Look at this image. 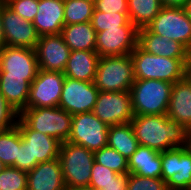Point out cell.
Returning a JSON list of instances; mask_svg holds the SVG:
<instances>
[{"label":"cell","instance_id":"obj_1","mask_svg":"<svg viewBox=\"0 0 191 190\" xmlns=\"http://www.w3.org/2000/svg\"><path fill=\"white\" fill-rule=\"evenodd\" d=\"M139 145L159 152L188 146V130L164 115H137L130 122Z\"/></svg>","mask_w":191,"mask_h":190},{"label":"cell","instance_id":"obj_2","mask_svg":"<svg viewBox=\"0 0 191 190\" xmlns=\"http://www.w3.org/2000/svg\"><path fill=\"white\" fill-rule=\"evenodd\" d=\"M135 80H161L174 84L187 75L191 59H175L156 56L138 45L130 54Z\"/></svg>","mask_w":191,"mask_h":190},{"label":"cell","instance_id":"obj_3","mask_svg":"<svg viewBox=\"0 0 191 190\" xmlns=\"http://www.w3.org/2000/svg\"><path fill=\"white\" fill-rule=\"evenodd\" d=\"M172 85L161 80H135L130 89L134 116L167 114Z\"/></svg>","mask_w":191,"mask_h":190},{"label":"cell","instance_id":"obj_4","mask_svg":"<svg viewBox=\"0 0 191 190\" xmlns=\"http://www.w3.org/2000/svg\"><path fill=\"white\" fill-rule=\"evenodd\" d=\"M135 81L130 54L99 58L94 84L99 91H130Z\"/></svg>","mask_w":191,"mask_h":190},{"label":"cell","instance_id":"obj_5","mask_svg":"<svg viewBox=\"0 0 191 190\" xmlns=\"http://www.w3.org/2000/svg\"><path fill=\"white\" fill-rule=\"evenodd\" d=\"M58 159L66 188L89 186L94 152L65 141L60 144Z\"/></svg>","mask_w":191,"mask_h":190},{"label":"cell","instance_id":"obj_6","mask_svg":"<svg viewBox=\"0 0 191 190\" xmlns=\"http://www.w3.org/2000/svg\"><path fill=\"white\" fill-rule=\"evenodd\" d=\"M19 117L32 129L65 142L71 132L73 115L60 107L26 108Z\"/></svg>","mask_w":191,"mask_h":190},{"label":"cell","instance_id":"obj_7","mask_svg":"<svg viewBox=\"0 0 191 190\" xmlns=\"http://www.w3.org/2000/svg\"><path fill=\"white\" fill-rule=\"evenodd\" d=\"M146 28L180 42L191 52V19L184 7H163Z\"/></svg>","mask_w":191,"mask_h":190},{"label":"cell","instance_id":"obj_8","mask_svg":"<svg viewBox=\"0 0 191 190\" xmlns=\"http://www.w3.org/2000/svg\"><path fill=\"white\" fill-rule=\"evenodd\" d=\"M109 126L93 112L73 115L68 142L95 152L107 146Z\"/></svg>","mask_w":191,"mask_h":190},{"label":"cell","instance_id":"obj_9","mask_svg":"<svg viewBox=\"0 0 191 190\" xmlns=\"http://www.w3.org/2000/svg\"><path fill=\"white\" fill-rule=\"evenodd\" d=\"M92 112L108 126L130 123L134 117L130 91H99Z\"/></svg>","mask_w":191,"mask_h":190},{"label":"cell","instance_id":"obj_10","mask_svg":"<svg viewBox=\"0 0 191 190\" xmlns=\"http://www.w3.org/2000/svg\"><path fill=\"white\" fill-rule=\"evenodd\" d=\"M138 41V28L129 21L124 26L98 32L95 51L99 57L131 54Z\"/></svg>","mask_w":191,"mask_h":190},{"label":"cell","instance_id":"obj_11","mask_svg":"<svg viewBox=\"0 0 191 190\" xmlns=\"http://www.w3.org/2000/svg\"><path fill=\"white\" fill-rule=\"evenodd\" d=\"M38 70L35 49L6 45L0 50V76L23 77L31 84Z\"/></svg>","mask_w":191,"mask_h":190},{"label":"cell","instance_id":"obj_12","mask_svg":"<svg viewBox=\"0 0 191 190\" xmlns=\"http://www.w3.org/2000/svg\"><path fill=\"white\" fill-rule=\"evenodd\" d=\"M64 80V73L39 69L30 85L27 108L59 106Z\"/></svg>","mask_w":191,"mask_h":190},{"label":"cell","instance_id":"obj_13","mask_svg":"<svg viewBox=\"0 0 191 190\" xmlns=\"http://www.w3.org/2000/svg\"><path fill=\"white\" fill-rule=\"evenodd\" d=\"M98 93L94 82L65 77L58 107L72 115L92 112Z\"/></svg>","mask_w":191,"mask_h":190},{"label":"cell","instance_id":"obj_14","mask_svg":"<svg viewBox=\"0 0 191 190\" xmlns=\"http://www.w3.org/2000/svg\"><path fill=\"white\" fill-rule=\"evenodd\" d=\"M2 25L5 45L35 49L40 36L32 22L23 19L2 0Z\"/></svg>","mask_w":191,"mask_h":190},{"label":"cell","instance_id":"obj_15","mask_svg":"<svg viewBox=\"0 0 191 190\" xmlns=\"http://www.w3.org/2000/svg\"><path fill=\"white\" fill-rule=\"evenodd\" d=\"M35 51L39 69L61 73L71 52L61 33L40 36Z\"/></svg>","mask_w":191,"mask_h":190},{"label":"cell","instance_id":"obj_16","mask_svg":"<svg viewBox=\"0 0 191 190\" xmlns=\"http://www.w3.org/2000/svg\"><path fill=\"white\" fill-rule=\"evenodd\" d=\"M22 141L28 145L30 162H46L59 157L60 144L56 138L32 130L19 116L16 121Z\"/></svg>","mask_w":191,"mask_h":190},{"label":"cell","instance_id":"obj_17","mask_svg":"<svg viewBox=\"0 0 191 190\" xmlns=\"http://www.w3.org/2000/svg\"><path fill=\"white\" fill-rule=\"evenodd\" d=\"M137 45L156 56L175 59H191V52L180 42L150 32L146 27L138 29Z\"/></svg>","mask_w":191,"mask_h":190},{"label":"cell","instance_id":"obj_18","mask_svg":"<svg viewBox=\"0 0 191 190\" xmlns=\"http://www.w3.org/2000/svg\"><path fill=\"white\" fill-rule=\"evenodd\" d=\"M59 159L38 163L27 173V190H66Z\"/></svg>","mask_w":191,"mask_h":190},{"label":"cell","instance_id":"obj_19","mask_svg":"<svg viewBox=\"0 0 191 190\" xmlns=\"http://www.w3.org/2000/svg\"><path fill=\"white\" fill-rule=\"evenodd\" d=\"M166 115L191 130V80L187 75L172 85Z\"/></svg>","mask_w":191,"mask_h":190},{"label":"cell","instance_id":"obj_20","mask_svg":"<svg viewBox=\"0 0 191 190\" xmlns=\"http://www.w3.org/2000/svg\"><path fill=\"white\" fill-rule=\"evenodd\" d=\"M39 36L60 34L64 27V0H39L32 22Z\"/></svg>","mask_w":191,"mask_h":190},{"label":"cell","instance_id":"obj_21","mask_svg":"<svg viewBox=\"0 0 191 190\" xmlns=\"http://www.w3.org/2000/svg\"><path fill=\"white\" fill-rule=\"evenodd\" d=\"M99 58L96 51H71L63 73L71 79L94 82Z\"/></svg>","mask_w":191,"mask_h":190},{"label":"cell","instance_id":"obj_22","mask_svg":"<svg viewBox=\"0 0 191 190\" xmlns=\"http://www.w3.org/2000/svg\"><path fill=\"white\" fill-rule=\"evenodd\" d=\"M127 161L129 173L142 177L161 178V152L138 145Z\"/></svg>","mask_w":191,"mask_h":190},{"label":"cell","instance_id":"obj_23","mask_svg":"<svg viewBox=\"0 0 191 190\" xmlns=\"http://www.w3.org/2000/svg\"><path fill=\"white\" fill-rule=\"evenodd\" d=\"M61 35L71 51H95L97 32L91 22L64 25Z\"/></svg>","mask_w":191,"mask_h":190},{"label":"cell","instance_id":"obj_24","mask_svg":"<svg viewBox=\"0 0 191 190\" xmlns=\"http://www.w3.org/2000/svg\"><path fill=\"white\" fill-rule=\"evenodd\" d=\"M30 85L23 77L0 76V93L18 114L27 108Z\"/></svg>","mask_w":191,"mask_h":190},{"label":"cell","instance_id":"obj_25","mask_svg":"<svg viewBox=\"0 0 191 190\" xmlns=\"http://www.w3.org/2000/svg\"><path fill=\"white\" fill-rule=\"evenodd\" d=\"M138 145L131 123L109 126L107 146L118 151L127 160L136 151Z\"/></svg>","mask_w":191,"mask_h":190},{"label":"cell","instance_id":"obj_26","mask_svg":"<svg viewBox=\"0 0 191 190\" xmlns=\"http://www.w3.org/2000/svg\"><path fill=\"white\" fill-rule=\"evenodd\" d=\"M129 20L138 28L146 27L163 8L160 0H128Z\"/></svg>","mask_w":191,"mask_h":190},{"label":"cell","instance_id":"obj_27","mask_svg":"<svg viewBox=\"0 0 191 190\" xmlns=\"http://www.w3.org/2000/svg\"><path fill=\"white\" fill-rule=\"evenodd\" d=\"M167 182L168 190H191V150L188 146L178 147V167Z\"/></svg>","mask_w":191,"mask_h":190},{"label":"cell","instance_id":"obj_28","mask_svg":"<svg viewBox=\"0 0 191 190\" xmlns=\"http://www.w3.org/2000/svg\"><path fill=\"white\" fill-rule=\"evenodd\" d=\"M21 141L22 136L17 125L0 130V161L15 168V158H17L18 146Z\"/></svg>","mask_w":191,"mask_h":190},{"label":"cell","instance_id":"obj_29","mask_svg":"<svg viewBox=\"0 0 191 190\" xmlns=\"http://www.w3.org/2000/svg\"><path fill=\"white\" fill-rule=\"evenodd\" d=\"M94 11V2L90 0H64L65 25L90 22Z\"/></svg>","mask_w":191,"mask_h":190},{"label":"cell","instance_id":"obj_30","mask_svg":"<svg viewBox=\"0 0 191 190\" xmlns=\"http://www.w3.org/2000/svg\"><path fill=\"white\" fill-rule=\"evenodd\" d=\"M94 160L118 174L129 172L127 159L118 151L108 146L95 151Z\"/></svg>","mask_w":191,"mask_h":190},{"label":"cell","instance_id":"obj_31","mask_svg":"<svg viewBox=\"0 0 191 190\" xmlns=\"http://www.w3.org/2000/svg\"><path fill=\"white\" fill-rule=\"evenodd\" d=\"M129 21V14H123L120 12H100L94 8L90 22L92 27L98 33L104 31L105 28H117L118 26H124Z\"/></svg>","mask_w":191,"mask_h":190},{"label":"cell","instance_id":"obj_32","mask_svg":"<svg viewBox=\"0 0 191 190\" xmlns=\"http://www.w3.org/2000/svg\"><path fill=\"white\" fill-rule=\"evenodd\" d=\"M0 190H27V172L7 166L0 172Z\"/></svg>","mask_w":191,"mask_h":190},{"label":"cell","instance_id":"obj_33","mask_svg":"<svg viewBox=\"0 0 191 190\" xmlns=\"http://www.w3.org/2000/svg\"><path fill=\"white\" fill-rule=\"evenodd\" d=\"M127 190H168L162 178L142 177L129 173Z\"/></svg>","mask_w":191,"mask_h":190},{"label":"cell","instance_id":"obj_34","mask_svg":"<svg viewBox=\"0 0 191 190\" xmlns=\"http://www.w3.org/2000/svg\"><path fill=\"white\" fill-rule=\"evenodd\" d=\"M6 5L23 19L33 22L39 5V0H4Z\"/></svg>","mask_w":191,"mask_h":190},{"label":"cell","instance_id":"obj_35","mask_svg":"<svg viewBox=\"0 0 191 190\" xmlns=\"http://www.w3.org/2000/svg\"><path fill=\"white\" fill-rule=\"evenodd\" d=\"M117 175L115 171L94 161L89 186L100 190L104 185L113 181V177Z\"/></svg>","mask_w":191,"mask_h":190},{"label":"cell","instance_id":"obj_36","mask_svg":"<svg viewBox=\"0 0 191 190\" xmlns=\"http://www.w3.org/2000/svg\"><path fill=\"white\" fill-rule=\"evenodd\" d=\"M178 147L161 152V178L167 183L177 173Z\"/></svg>","mask_w":191,"mask_h":190},{"label":"cell","instance_id":"obj_37","mask_svg":"<svg viewBox=\"0 0 191 190\" xmlns=\"http://www.w3.org/2000/svg\"><path fill=\"white\" fill-rule=\"evenodd\" d=\"M18 116L19 114L12 109L0 93V130L16 125Z\"/></svg>","mask_w":191,"mask_h":190},{"label":"cell","instance_id":"obj_38","mask_svg":"<svg viewBox=\"0 0 191 190\" xmlns=\"http://www.w3.org/2000/svg\"><path fill=\"white\" fill-rule=\"evenodd\" d=\"M128 0H95L94 8L100 12L128 14Z\"/></svg>","mask_w":191,"mask_h":190},{"label":"cell","instance_id":"obj_39","mask_svg":"<svg viewBox=\"0 0 191 190\" xmlns=\"http://www.w3.org/2000/svg\"><path fill=\"white\" fill-rule=\"evenodd\" d=\"M37 164L38 162H30L29 147L21 141L18 146L17 158H15V168L28 173Z\"/></svg>","mask_w":191,"mask_h":190},{"label":"cell","instance_id":"obj_40","mask_svg":"<svg viewBox=\"0 0 191 190\" xmlns=\"http://www.w3.org/2000/svg\"><path fill=\"white\" fill-rule=\"evenodd\" d=\"M128 176L129 172L118 174L116 177H113V181L104 185L100 190H127Z\"/></svg>","mask_w":191,"mask_h":190},{"label":"cell","instance_id":"obj_41","mask_svg":"<svg viewBox=\"0 0 191 190\" xmlns=\"http://www.w3.org/2000/svg\"><path fill=\"white\" fill-rule=\"evenodd\" d=\"M163 7H185L188 0H160Z\"/></svg>","mask_w":191,"mask_h":190},{"label":"cell","instance_id":"obj_42","mask_svg":"<svg viewBox=\"0 0 191 190\" xmlns=\"http://www.w3.org/2000/svg\"><path fill=\"white\" fill-rule=\"evenodd\" d=\"M2 0H0V50L4 48L5 40H4V32H3V25H2Z\"/></svg>","mask_w":191,"mask_h":190},{"label":"cell","instance_id":"obj_43","mask_svg":"<svg viewBox=\"0 0 191 190\" xmlns=\"http://www.w3.org/2000/svg\"><path fill=\"white\" fill-rule=\"evenodd\" d=\"M66 190H98V189L90 187V186H82V187H75V188H67Z\"/></svg>","mask_w":191,"mask_h":190},{"label":"cell","instance_id":"obj_44","mask_svg":"<svg viewBox=\"0 0 191 190\" xmlns=\"http://www.w3.org/2000/svg\"><path fill=\"white\" fill-rule=\"evenodd\" d=\"M184 8L188 12L189 18L191 19V0L187 1Z\"/></svg>","mask_w":191,"mask_h":190},{"label":"cell","instance_id":"obj_45","mask_svg":"<svg viewBox=\"0 0 191 190\" xmlns=\"http://www.w3.org/2000/svg\"><path fill=\"white\" fill-rule=\"evenodd\" d=\"M187 76L190 78L191 80V62L189 63V65L187 66Z\"/></svg>","mask_w":191,"mask_h":190},{"label":"cell","instance_id":"obj_46","mask_svg":"<svg viewBox=\"0 0 191 190\" xmlns=\"http://www.w3.org/2000/svg\"><path fill=\"white\" fill-rule=\"evenodd\" d=\"M188 148L191 150V130L188 132Z\"/></svg>","mask_w":191,"mask_h":190},{"label":"cell","instance_id":"obj_47","mask_svg":"<svg viewBox=\"0 0 191 190\" xmlns=\"http://www.w3.org/2000/svg\"><path fill=\"white\" fill-rule=\"evenodd\" d=\"M6 167L7 165H5L2 161H0V172H2Z\"/></svg>","mask_w":191,"mask_h":190}]
</instances>
